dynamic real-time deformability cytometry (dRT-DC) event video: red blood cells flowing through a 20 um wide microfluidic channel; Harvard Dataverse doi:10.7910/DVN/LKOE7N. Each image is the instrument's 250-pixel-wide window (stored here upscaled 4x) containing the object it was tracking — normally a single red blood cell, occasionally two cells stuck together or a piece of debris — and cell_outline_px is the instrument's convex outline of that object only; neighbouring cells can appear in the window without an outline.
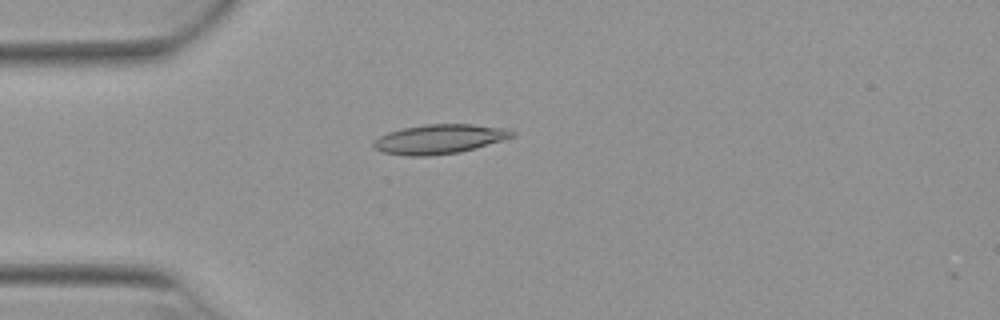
{"species": "Egyptian fruit bat (a non-hibernating species)", "species_latin": "Rousettus aegyptiacus", "temperature_condition": "warm", "stored_images_in_passage": 11, "camera_frame_rate_fps": 3000, "um_per_image_px": 0.085, "animal": {"sex": "female"}, "frame": {"image": 1, "passage_image": 10, "time_ms": 3.0, "image_size_px": [1000, 320], "cell_outline_px": [[516, 132], [512, 136], [500, 140], [460, 152], [428, 156], [408, 156], [384, 152], [372, 148], [372, 144], [380, 136], [388, 132], [404, 128], [424, 124], [472, 124], [508, 128]], "centroid_in_image_um": [37.32, 11.81], "position_along_channel_um": 47.7, "area_um2": 23.52}}